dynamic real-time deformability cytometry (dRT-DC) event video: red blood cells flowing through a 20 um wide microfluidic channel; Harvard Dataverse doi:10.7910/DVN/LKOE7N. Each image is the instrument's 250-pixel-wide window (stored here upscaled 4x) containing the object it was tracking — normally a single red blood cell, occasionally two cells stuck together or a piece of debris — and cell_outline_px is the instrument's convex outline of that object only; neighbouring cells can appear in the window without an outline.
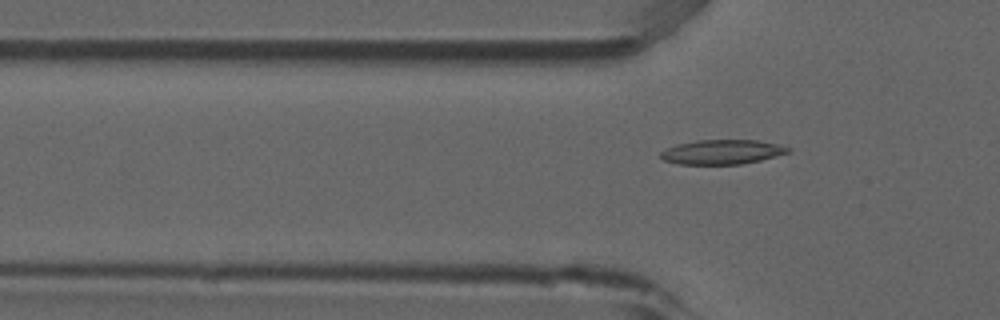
{"species": "common noctule bat (a hibernating species)", "species_latin": "Nyctalus noctula", "temperature_condition": "room temperature", "stored_images_in_passage": 7, "segment_of_instrument_passage": [2, 2], "camera_frame_rate_fps": 3000, "um_per_image_px": 0.085, "animal": {"sex": "male", "forearm_length_mm": 52.5}, "frame": {"image": 1, "passage_image": 7, "time_ms": 2.0, "image_size_px": [1000, 320], "cell_outline_px": [[792, 152], [760, 160], [740, 164], [680, 164], [664, 160], [660, 156], [660, 152], [676, 144], [696, 140], [756, 140], [780, 144], [788, 148]], "centroid_in_image_um": [61.39, 12.91], "position_along_channel_um": 64.4, "area_um2": 18.15}}